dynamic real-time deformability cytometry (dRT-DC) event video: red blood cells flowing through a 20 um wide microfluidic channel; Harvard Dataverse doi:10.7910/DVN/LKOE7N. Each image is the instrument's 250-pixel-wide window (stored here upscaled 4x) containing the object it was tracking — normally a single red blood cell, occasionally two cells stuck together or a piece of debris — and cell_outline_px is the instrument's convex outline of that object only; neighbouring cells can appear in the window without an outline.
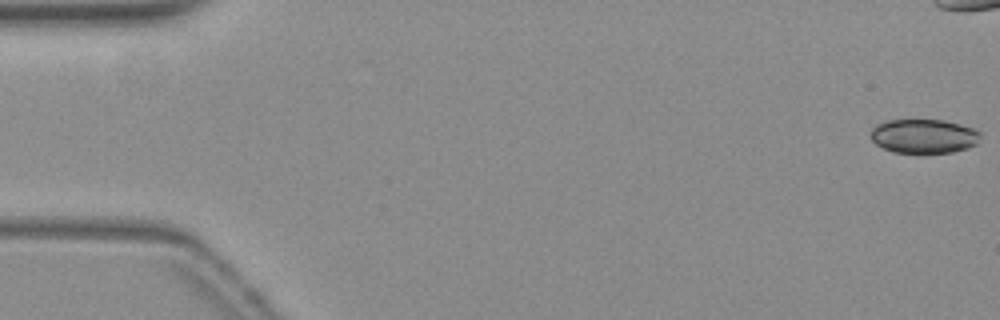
{"species": "common noctule bat (a hibernating species)", "species_latin": "Nyctalus noctula", "temperature_condition": "warm", "stored_images_in_passage": 5, "camera_frame_rate_fps": 3000, "um_per_image_px": 0.085, "animal": {"sex": "female", "body_mass_g": 19.3, "forearm_length_mm": 54.1}, "frame": {"image": 1, "passage_image": 1, "time_ms": 0.0, "image_size_px": [1000, 320], "cell_outline_px": [[980, 136], [976, 144], [968, 148], [952, 152], [892, 152], [876, 144], [872, 140], [872, 128], [876, 124], [884, 120], [944, 120], [960, 124], [972, 128], [980, 132]], "centroid_in_image_um": [78.52, 11.56], "position_along_channel_um": 6.5, "area_um2": 21.68}}